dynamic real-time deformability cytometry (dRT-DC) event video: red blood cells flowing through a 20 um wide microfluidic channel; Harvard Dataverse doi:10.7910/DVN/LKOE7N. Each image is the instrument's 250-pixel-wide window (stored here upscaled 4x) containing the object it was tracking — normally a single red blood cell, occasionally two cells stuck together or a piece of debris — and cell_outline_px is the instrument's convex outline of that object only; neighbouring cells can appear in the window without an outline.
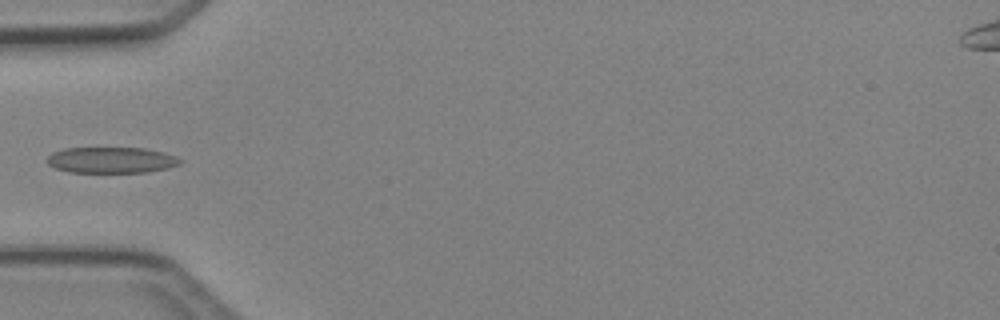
{"species": "Egyptian fruit bat (a non-hibernating species)", "species_latin": "Rousettus aegyptiacus", "temperature_condition": "cold", "stored_images_in_passage": 3, "camera_frame_rate_fps": 3000, "um_per_image_px": 0.085, "animal": {"sex": "female"}, "frame": {"image": 1, "passage_image": 3, "time_ms": 3.0, "image_size_px": [1000, 320], "cell_outline_px": [[184, 160], [180, 164], [168, 168], [148, 172], [68, 172], [56, 168], [48, 164], [48, 156], [52, 152], [64, 148], [144, 148], [164, 152], [176, 156]], "centroid_in_image_um": [9.5, 13.6], "position_along_channel_um": 75.5, "area_um2": 20.23}}